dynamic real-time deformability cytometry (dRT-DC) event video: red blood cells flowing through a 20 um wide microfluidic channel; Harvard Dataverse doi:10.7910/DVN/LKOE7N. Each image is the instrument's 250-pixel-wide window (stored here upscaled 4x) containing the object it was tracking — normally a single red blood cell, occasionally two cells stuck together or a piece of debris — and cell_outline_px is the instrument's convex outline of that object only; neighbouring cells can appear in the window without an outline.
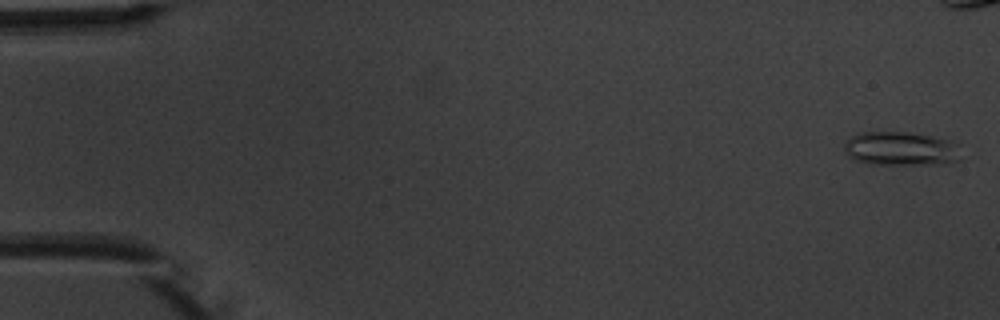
{"species": "common noctule bat (a hibernating species)", "species_latin": "Nyctalus noctula", "temperature_condition": "warm", "stored_images_in_passage": 7, "camera_frame_rate_fps": 3000, "um_per_image_px": 0.085, "animal": {"sex": "male", "body_mass_g": 20.1, "forearm_length_mm": 53.5}, "frame": {"image": 1, "passage_image": 1, "time_ms": 0.0, "image_size_px": [1000, 320], "cell_outline_px": [[960, 160], [948, 164], [868, 164], [852, 160], [844, 152], [844, 140], [860, 132], [908, 132], [932, 136], [948, 140], [956, 144]], "centroid_in_image_um": [76.5, 12.65], "position_along_channel_um": 8.5, "area_um2": 23.29}}
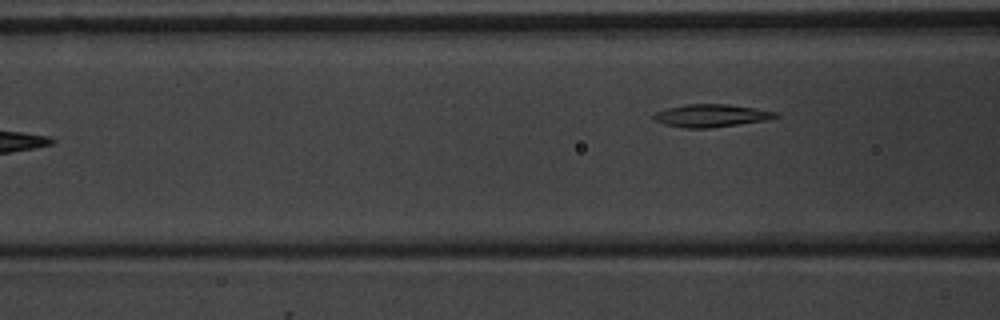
{"frame": {"image": 2, "passage_image": 7, "time_ms": 8.0, "image_size_px": [1000, 320], "cell_outline_px": [[780, 116], [772, 120], [708, 128], [684, 128], [664, 124], [652, 120], [652, 116], [656, 112], [668, 108], [684, 104], [728, 104], [780, 112]], "centroid_in_image_um": [60.5, 9.83], "position_along_channel_um": 106.1, "area_um2": 16.42}}